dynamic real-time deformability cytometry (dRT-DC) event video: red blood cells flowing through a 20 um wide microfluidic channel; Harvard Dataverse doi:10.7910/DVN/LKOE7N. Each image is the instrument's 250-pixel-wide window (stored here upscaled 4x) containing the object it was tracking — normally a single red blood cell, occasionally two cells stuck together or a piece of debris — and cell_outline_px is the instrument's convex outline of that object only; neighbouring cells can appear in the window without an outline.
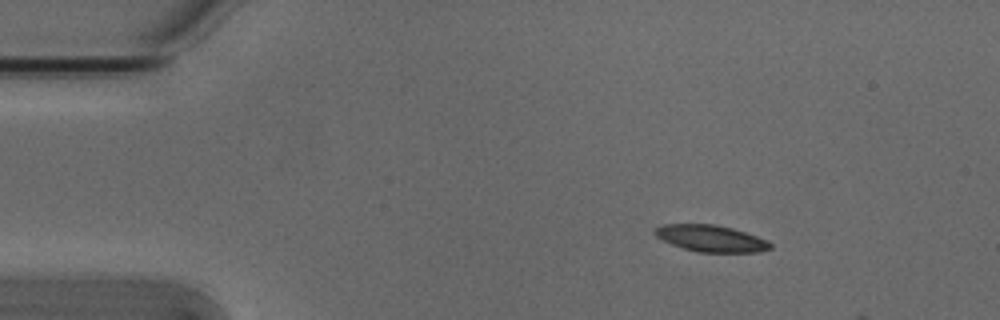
{"species": "Egyptian fruit bat (a non-hibernating species)", "species_latin": "Rousettus aegyptiacus", "temperature_condition": "cold", "stored_images_in_passage": 3, "camera_frame_rate_fps": 3000, "um_per_image_px": 0.085, "animal": {"sex": "male"}, "frame": {"image": 1, "passage_image": 1, "time_ms": 0.0, "image_size_px": [1000, 320], "cell_outline_px": [[772, 248], [760, 252], [696, 252], [672, 244], [656, 236], [652, 232], [652, 228], [664, 224], [716, 224], [732, 228], [768, 240], [772, 244]], "centroid_in_image_um": [60.42, 20.26], "position_along_channel_um": 24.6, "area_um2": 17.98}}